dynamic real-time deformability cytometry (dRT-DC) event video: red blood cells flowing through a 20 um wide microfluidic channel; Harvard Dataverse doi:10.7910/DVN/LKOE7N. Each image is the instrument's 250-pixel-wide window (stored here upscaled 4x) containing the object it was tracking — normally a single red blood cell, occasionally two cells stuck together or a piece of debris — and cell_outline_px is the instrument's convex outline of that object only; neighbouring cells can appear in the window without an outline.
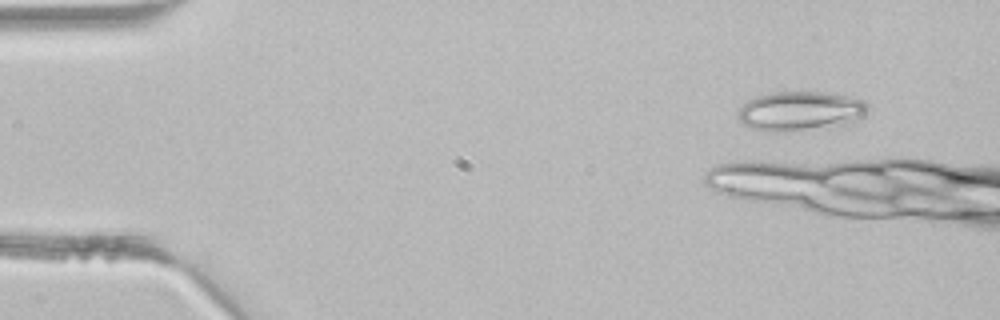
{"species": "common noctule bat (a hibernating species)", "species_latin": "Nyctalus noctula", "temperature_condition": "room temperature", "stored_images_in_passage": 4, "camera_frame_rate_fps": 3000, "um_per_image_px": 0.085, "animal": {"sex": "male", "body_mass_g": 21.5, "forearm_length_mm": 52.0}, "frame": {"image": 1, "passage_image": 1, "time_ms": 0.0, "image_size_px": [1000, 320], "cell_outline_px": [[868, 108], [856, 120], [840, 124], [776, 132], [772, 132], [752, 128], [744, 124], [736, 116], [736, 112], [748, 100], [756, 96], [776, 92], [824, 92], [848, 96], [864, 100], [868, 104]], "centroid_in_image_um": [67.96, 9.41], "position_along_channel_um": 17.0, "area_um2": 29.07}}